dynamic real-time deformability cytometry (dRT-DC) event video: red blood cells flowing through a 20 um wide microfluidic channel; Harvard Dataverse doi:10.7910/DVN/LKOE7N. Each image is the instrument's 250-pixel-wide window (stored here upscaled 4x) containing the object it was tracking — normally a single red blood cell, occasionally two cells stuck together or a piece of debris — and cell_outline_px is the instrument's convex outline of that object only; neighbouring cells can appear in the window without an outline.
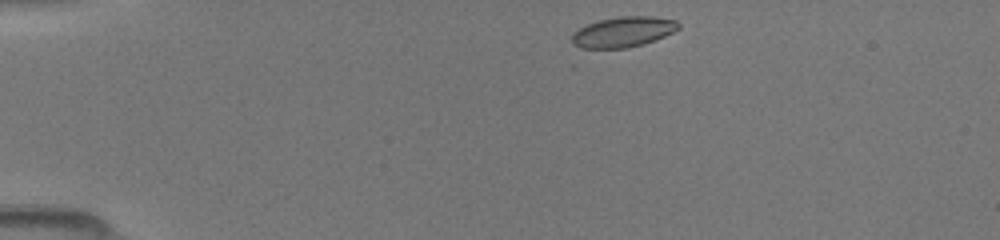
{"species": "common noctule bat (a hibernating species)", "species_latin": "Nyctalus noctula", "temperature_condition": "room temperature", "stored_images_in_passage": 40, "camera_frame_rate_fps": 3000, "um_per_image_px": 0.085, "animal": {"sex": "female", "body_mass_g": 19.5, "forearm_length_mm": 54.1}, "frame": {"image": 1, "passage_image": 1, "time_ms": 0.0, "image_size_px": [1000, 240], "cell_outline_px": [[680, 28], [656, 40], [644, 44], [628, 48], [580, 48], [572, 44], [572, 36], [580, 28], [588, 24], [600, 20], [620, 16], [652, 16], [676, 20], [680, 24]], "centroid_in_image_um": [53.0, 2.72], "position_along_channel_um": 32.0, "area_um2": 18.84}}
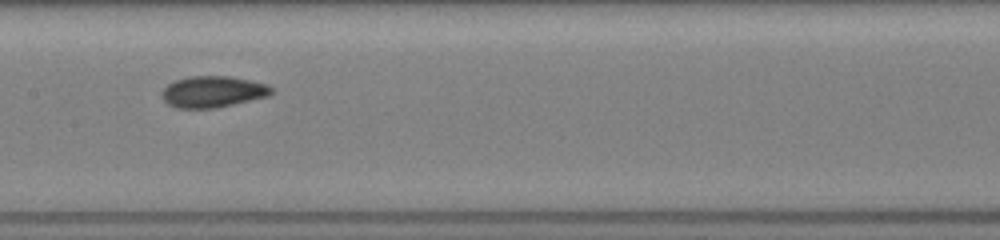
{"frame": {"image": 2, "passage_image": 17, "time_ms": 5.333, "image_size_px": [1000, 240], "cell_outline_px": [[272, 92], [268, 96], [216, 108], [176, 108], [168, 104], [160, 96], [160, 92], [168, 84], [176, 80], [188, 76], [228, 76], [268, 84], [272, 88]], "centroid_in_image_um": [18.05, 7.8], "position_along_channel_um": 189.3, "area_um2": 20.0}}
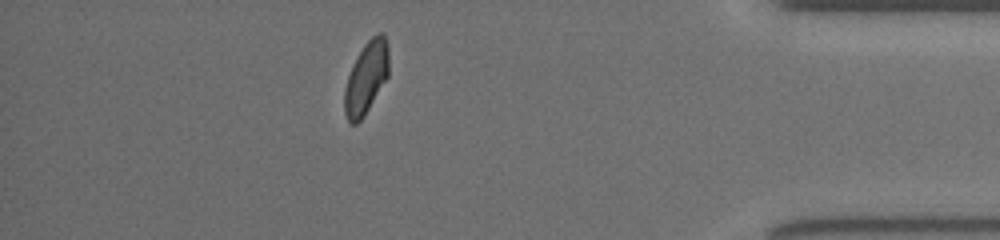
{"frame": {"image": 3, "passage_image": 35, "time_ms": 11.333, "image_size_px": [1000, 240], "cell_outline_px": [[388, 76], [364, 116], [356, 124], [352, 124], [348, 120], [344, 112], [344, 88], [352, 64], [364, 44], [372, 36], [380, 32], [384, 32], [388, 44]], "centroid_in_image_um": [31.12, 6.59], "position_along_channel_um": 404.1, "area_um2": 18.67}}